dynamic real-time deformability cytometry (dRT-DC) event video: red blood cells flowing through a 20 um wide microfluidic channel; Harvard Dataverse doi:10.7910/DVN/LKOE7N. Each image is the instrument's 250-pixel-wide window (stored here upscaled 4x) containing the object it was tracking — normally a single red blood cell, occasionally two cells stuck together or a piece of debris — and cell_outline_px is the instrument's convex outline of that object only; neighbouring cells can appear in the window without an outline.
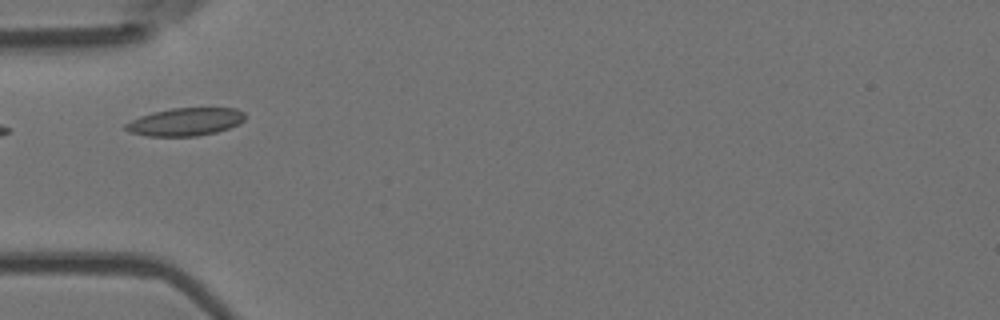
{"species": "Egyptian fruit bat (a non-hibernating species)", "species_latin": "Rousettus aegyptiacus", "temperature_condition": "room temperature", "stored_images_in_passage": 3, "camera_frame_rate_fps": 3000, "um_per_image_px": 0.085, "animal": {"sex": "female"}, "frame": {"image": 1, "passage_image": 2, "time_ms": 0.333, "image_size_px": [1000, 320], "cell_outline_px": [[244, 120], [228, 128], [216, 132], [196, 136], [148, 136], [128, 132], [124, 128], [124, 124], [140, 116], [152, 112], [172, 108], [236, 108], [244, 112]], "centroid_in_image_um": [15.72, 10.35], "position_along_channel_um": 69.3, "area_um2": 19.31}}
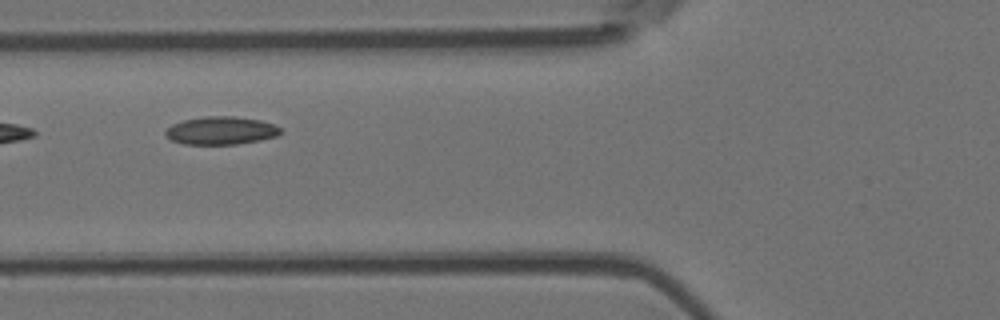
{"frame": {"image": 2, "passage_image": 3, "time_ms": 0.667, "image_size_px": [1000, 320], "cell_outline_px": [[280, 132], [276, 136], [260, 140], [236, 144], [184, 144], [172, 140], [164, 132], [172, 124], [184, 120], [204, 116], [232, 116], [260, 120], [272, 124], [280, 128]], "centroid_in_image_um": [18.77, 11.09], "position_along_channel_um": 107.0, "area_um2": 18.5}}